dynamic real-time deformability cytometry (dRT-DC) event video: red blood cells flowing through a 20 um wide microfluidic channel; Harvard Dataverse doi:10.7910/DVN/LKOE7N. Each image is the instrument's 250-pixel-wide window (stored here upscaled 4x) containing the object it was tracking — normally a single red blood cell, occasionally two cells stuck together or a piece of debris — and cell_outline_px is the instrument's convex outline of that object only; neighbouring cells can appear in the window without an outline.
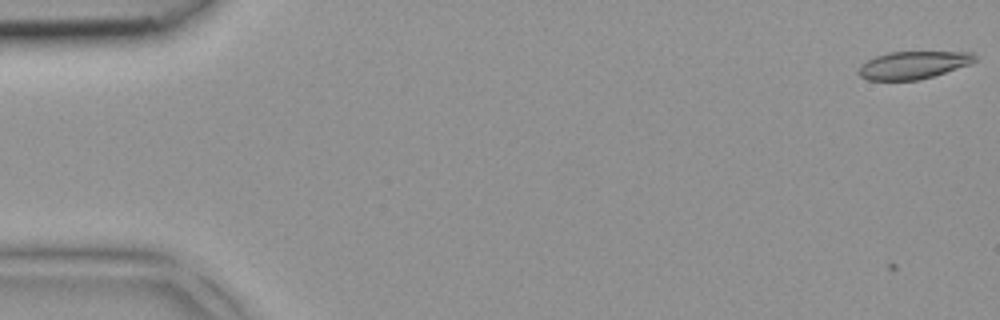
{"species": "common noctule bat (a hibernating species)", "species_latin": "Nyctalus noctula", "temperature_condition": "room temperature", "stored_images_in_passage": 3, "camera_frame_rate_fps": 3000, "um_per_image_px": 0.085, "animal": {"sex": "female", "body_mass_g": 18.4}, "frame": {"image": 1, "passage_image": 1, "time_ms": 0.0, "image_size_px": [1000, 320], "cell_outline_px": [[976, 60], [972, 64], [920, 80], [868, 80], [860, 76], [860, 64], [876, 56], [888, 52], [972, 52], [976, 56]], "centroid_in_image_um": [77.66, 5.53], "position_along_channel_um": 7.3, "area_um2": 18.67}}